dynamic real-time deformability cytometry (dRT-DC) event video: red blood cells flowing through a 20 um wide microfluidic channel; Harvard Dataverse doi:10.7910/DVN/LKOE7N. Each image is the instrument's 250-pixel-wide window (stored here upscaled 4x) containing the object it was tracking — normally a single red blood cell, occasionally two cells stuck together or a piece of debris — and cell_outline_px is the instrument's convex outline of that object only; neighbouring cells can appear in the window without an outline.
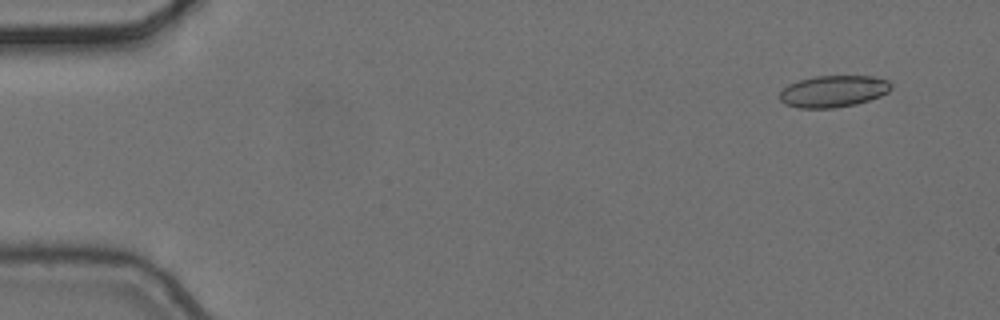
{"species": "common noctule bat (a hibernating species)", "species_latin": "Nyctalus noctula", "temperature_condition": "cold", "stored_images_in_passage": 7, "camera_frame_rate_fps": 3000, "um_per_image_px": 0.085, "animal": {"sex": "female", "body_mass_g": 24.6, "forearm_length_mm": 56.2}, "frame": {"image": 1, "passage_image": 2, "time_ms": 0.333, "image_size_px": [1000, 320], "cell_outline_px": [[892, 88], [888, 92], [880, 96], [856, 104], [832, 108], [800, 108], [784, 104], [780, 100], [780, 92], [788, 84], [800, 80], [816, 76], [872, 76], [888, 80], [892, 84]], "centroid_in_image_um": [70.84, 7.76], "position_along_channel_um": 14.2, "area_um2": 20.58}}
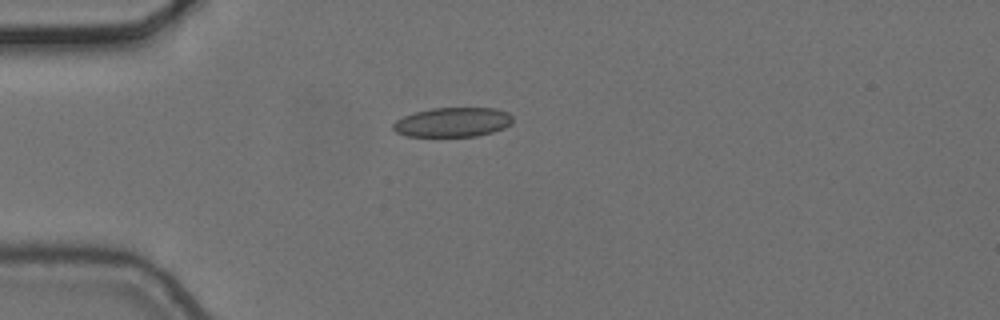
{"frame": {"image": 2, "passage_image": 5, "time_ms": 1.333, "image_size_px": [1000, 320], "cell_outline_px": [[512, 124], [504, 128], [492, 132], [476, 136], [408, 136], [396, 132], [392, 128], [392, 124], [396, 120], [404, 116], [416, 112], [432, 108], [496, 108], [508, 112], [512, 116]], "centroid_in_image_um": [38.5, 10.38], "position_along_channel_um": 46.5, "area_um2": 20.52}}
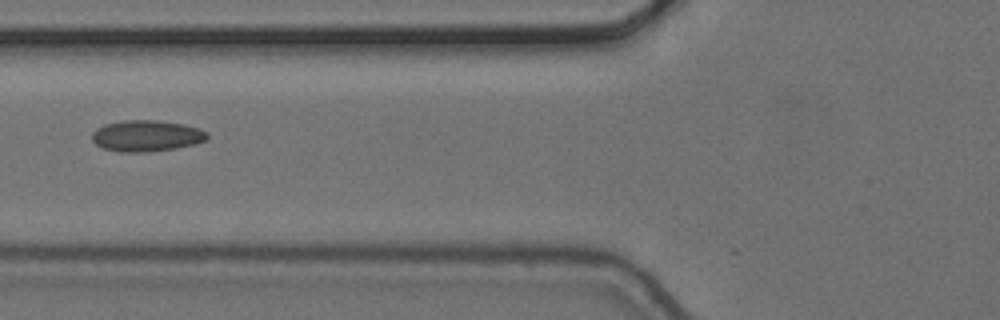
{"frame": {"image": 3, "passage_image": 7, "time_ms": 2.0, "image_size_px": [1000, 320], "cell_outline_px": [[208, 140], [176, 148], [148, 152], [120, 152], [104, 148], [96, 144], [92, 140], [92, 132], [96, 128], [104, 124], [124, 120], [160, 120], [184, 124], [200, 128], [208, 132]], "centroid_in_image_um": [12.46, 11.53], "position_along_channel_um": 113.3, "area_um2": 21.15}}